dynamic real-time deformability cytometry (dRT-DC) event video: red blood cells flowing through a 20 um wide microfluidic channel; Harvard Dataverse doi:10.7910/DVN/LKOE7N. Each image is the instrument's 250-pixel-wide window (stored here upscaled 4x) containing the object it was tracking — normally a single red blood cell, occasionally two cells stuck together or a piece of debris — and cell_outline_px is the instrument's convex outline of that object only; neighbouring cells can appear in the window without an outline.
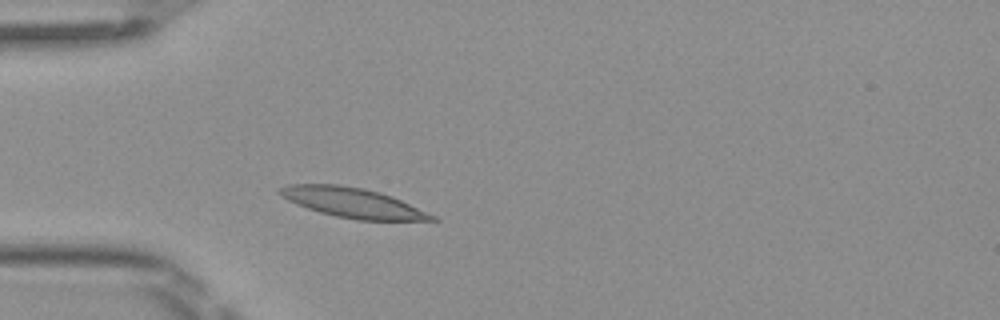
{"species": "Egyptian fruit bat (a non-hibernating species)", "species_latin": "Rousettus aegyptiacus", "temperature_condition": "room temperature", "stored_images_in_passage": 2, "camera_frame_rate_fps": 3000, "um_per_image_px": 0.085, "frame": {"image": 1, "passage_image": 2, "time_ms": 0.333, "image_size_px": [1000, 320], "cell_outline_px": [[440, 220], [356, 220], [336, 216], [320, 212], [296, 204], [280, 196], [276, 192], [280, 188], [288, 184], [336, 184], [360, 188], [380, 192], [392, 196], [428, 212], [436, 216]], "centroid_in_image_um": [29.96, 17.23], "position_along_channel_um": 55.0, "area_um2": 26.24}}